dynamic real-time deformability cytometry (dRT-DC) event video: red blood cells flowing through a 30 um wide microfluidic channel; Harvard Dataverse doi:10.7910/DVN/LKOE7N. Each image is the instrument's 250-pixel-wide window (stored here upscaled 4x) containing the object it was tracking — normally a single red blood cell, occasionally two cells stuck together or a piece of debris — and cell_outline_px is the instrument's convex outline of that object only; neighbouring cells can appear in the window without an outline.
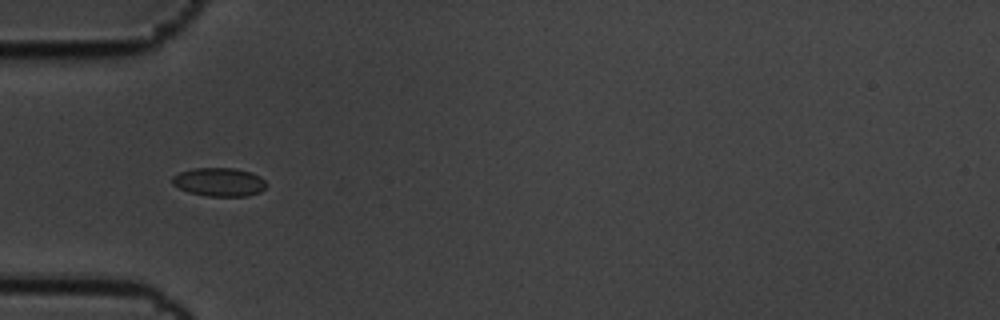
{"species": "common noctule bat (a hibernating species)", "species_latin": "Nyctalus noctula", "temperature_condition": "cold", "stored_images_in_passage": 11, "camera_frame_rate_fps": 3000, "um_per_image_px": 0.085, "animal": {"sex": "male", "body_mass_g": 19.5, "forearm_length_mm": 54.6}, "frame": {"image": 1, "passage_image": 4, "time_ms": 1.0, "image_size_px": [1000, 320], "cell_outline_px": [[268, 184], [260, 192], [248, 196], [208, 196], [188, 192], [172, 184], [172, 176], [180, 172], [192, 168], [236, 168], [252, 172], [260, 176]], "centroid_in_image_um": [18.65, 15.46], "position_along_channel_um": 66.4, "area_um2": 15.78}}
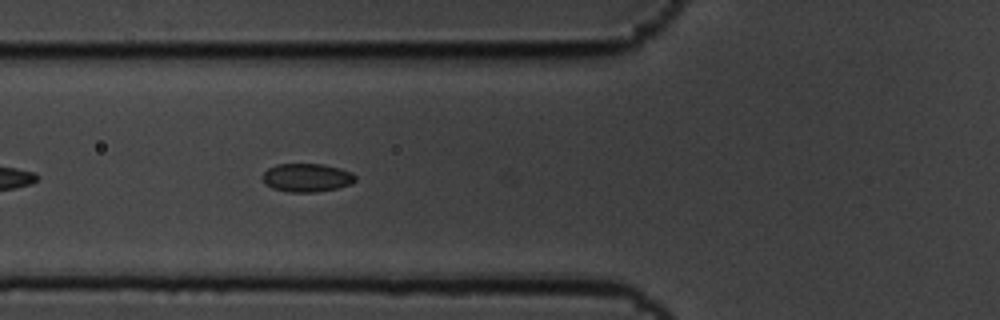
{"frame": {"image": 2, "passage_image": 7, "time_ms": 2.0, "image_size_px": [1000, 320], "cell_outline_px": [[356, 180], [352, 184], [336, 188], [316, 192], [288, 192], [272, 188], [264, 184], [264, 172], [268, 168], [276, 164], [320, 164], [340, 168], [352, 172], [356, 176]], "centroid_in_image_um": [26.09, 15.1], "position_along_channel_um": 99.7, "area_um2": 15.37}}